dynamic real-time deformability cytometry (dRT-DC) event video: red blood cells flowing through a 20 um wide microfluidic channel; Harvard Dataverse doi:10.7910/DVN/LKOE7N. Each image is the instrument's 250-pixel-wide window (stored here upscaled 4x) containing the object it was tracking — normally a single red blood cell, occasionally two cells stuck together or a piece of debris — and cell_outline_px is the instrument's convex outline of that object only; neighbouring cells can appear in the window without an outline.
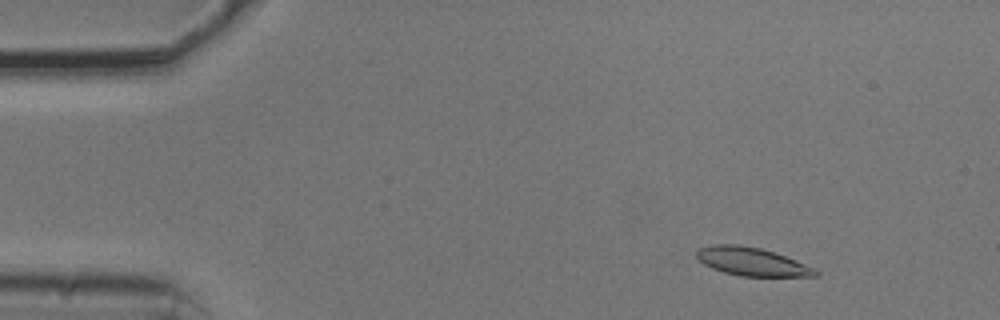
{"species": "common noctule bat (a hibernating species)", "species_latin": "Nyctalus noctula", "temperature_condition": "cold", "stored_images_in_passage": 53, "camera_frame_rate_fps": 3000, "um_per_image_px": 0.085, "animal": {"sex": "male", "body_mass_g": 20.5, "forearm_length_mm": 52.5}, "frame": {"image": 1, "passage_image": 6, "time_ms": 1.667, "image_size_px": [1000, 320], "cell_outline_px": [[820, 276], [740, 276], [724, 272], [712, 268], [704, 264], [696, 256], [696, 252], [700, 248], [712, 244], [736, 244], [760, 248], [796, 260], [816, 268], [820, 272]], "centroid_in_image_um": [63.93, 22.24], "position_along_channel_um": 21.1, "area_um2": 19.48}}
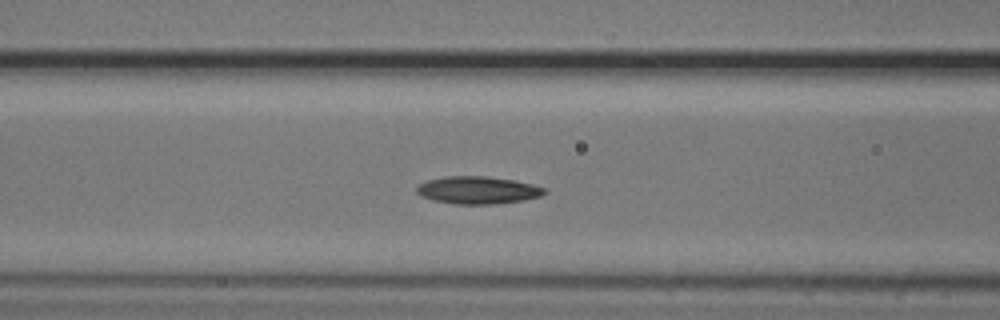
{"frame": {"image": 2, "passage_image": 21, "time_ms": 6.667, "image_size_px": [1000, 320], "cell_outline_px": [[548, 192], [540, 196], [524, 200], [496, 204], [456, 204], [432, 200], [420, 196], [416, 192], [416, 188], [420, 184], [428, 180], [444, 176], [488, 176], [512, 180], [532, 184], [548, 188]], "centroid_in_image_um": [40.63, 16.16], "position_along_channel_um": 126.0, "area_um2": 20.63}}
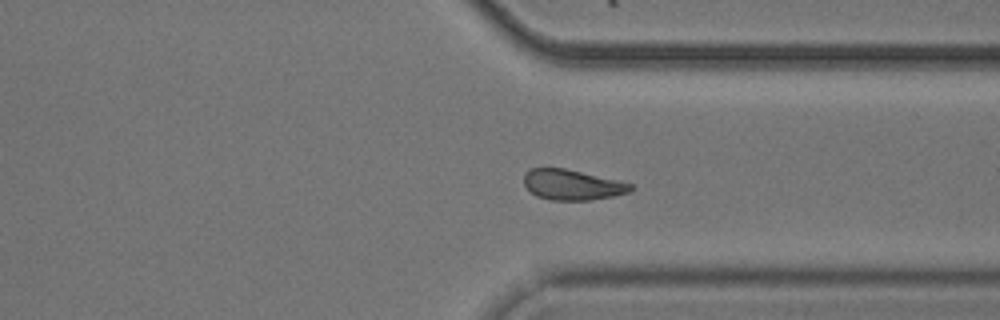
{"frame": {"image": 3, "passage_image": 40, "time_ms": 13.0, "image_size_px": [1000, 320], "cell_outline_px": [[636, 188], [628, 192], [612, 196], [588, 200], [548, 200], [536, 196], [524, 184], [524, 176], [532, 168], [564, 168], [632, 184]], "centroid_in_image_um": [48.63, 15.72], "position_along_channel_um": 362.8, "area_um2": 18.55}, "authors_computed_cell_mechanics": {"area_um2": 19.7676, "velocity_mm_per_s": 3.7469, "shape_relaxation_time_tau1_ms": 3.7953, "shape_relaxation_time_tau2_ms": 9.3465, "deformation_change_tau1": 0.1217, "deformation_change_tau2": 0.1679}}